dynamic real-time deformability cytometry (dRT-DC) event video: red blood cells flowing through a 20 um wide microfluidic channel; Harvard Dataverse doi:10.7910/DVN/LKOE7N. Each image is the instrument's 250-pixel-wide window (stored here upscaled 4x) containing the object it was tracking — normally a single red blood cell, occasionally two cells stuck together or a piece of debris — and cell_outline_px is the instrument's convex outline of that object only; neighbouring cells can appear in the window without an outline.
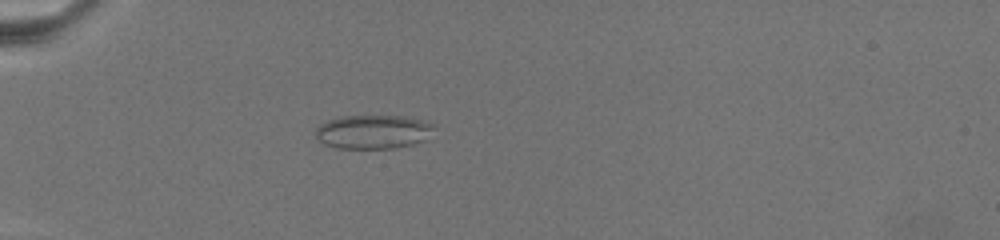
{"species": "common noctule bat (a hibernating species)", "species_latin": "Nyctalus noctula", "temperature_condition": "warm", "stored_images_in_passage": 6, "camera_frame_rate_fps": 3000, "um_per_image_px": 0.085, "animal": {"sex": "female", "body_mass_g": 19.5, "forearm_length_mm": 54.1}, "frame": {"image": 1, "passage_image": 5, "time_ms": 0.667, "image_size_px": [1000, 240], "cell_outline_px": [[432, 128], [424, 140], [412, 144], [392, 148], [336, 148], [324, 144], [316, 136], [316, 128], [320, 124], [328, 120], [340, 116], [404, 116], [420, 120], [432, 124]], "centroid_in_image_um": [31.65, 11.2], "position_along_channel_um": 53.4, "area_um2": 23.0}}